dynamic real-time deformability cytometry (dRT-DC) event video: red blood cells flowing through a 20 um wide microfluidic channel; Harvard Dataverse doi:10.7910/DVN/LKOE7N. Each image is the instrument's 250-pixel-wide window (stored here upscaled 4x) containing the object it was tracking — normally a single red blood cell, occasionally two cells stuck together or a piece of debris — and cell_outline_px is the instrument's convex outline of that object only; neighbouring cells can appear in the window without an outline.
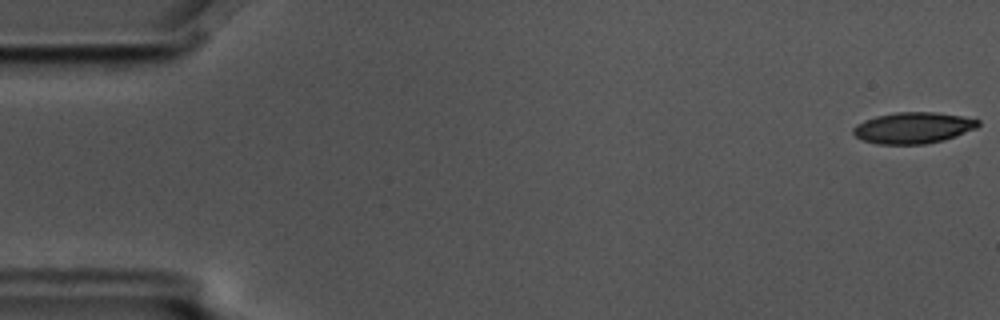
{"species": "common noctule bat (a hibernating species)", "species_latin": "Nyctalus noctula", "temperature_condition": "cold", "stored_images_in_passage": 8, "camera_frame_rate_fps": 3000, "um_per_image_px": 0.085, "animal": {"sex": "male", "body_mass_g": 17.5, "forearm_length_mm": 52.3}, "frame": {"image": 1, "passage_image": 1, "time_ms": 0.0, "image_size_px": [1000, 320], "cell_outline_px": [[980, 124], [976, 128], [956, 136], [944, 140], [924, 144], [876, 144], [864, 140], [856, 136], [852, 132], [852, 128], [856, 124], [864, 120], [876, 116], [896, 112], [932, 112], [960, 116], [980, 120]], "centroid_in_image_um": [77.6, 10.87], "position_along_channel_um": 7.4, "area_um2": 22.66}}